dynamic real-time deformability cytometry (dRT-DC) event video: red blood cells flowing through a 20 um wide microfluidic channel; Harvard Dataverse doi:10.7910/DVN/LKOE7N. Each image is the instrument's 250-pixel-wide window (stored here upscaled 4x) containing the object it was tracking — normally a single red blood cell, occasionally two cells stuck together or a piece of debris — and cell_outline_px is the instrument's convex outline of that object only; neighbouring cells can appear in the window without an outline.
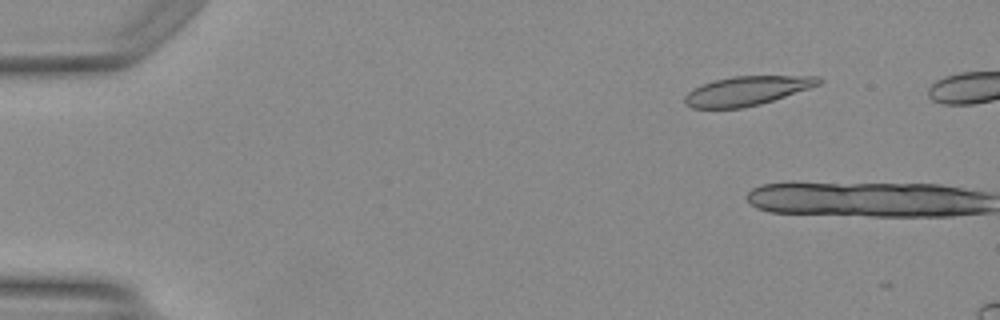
{"species": "Egyptian fruit bat (a non-hibernating species)", "species_latin": "Rousettus aegyptiacus", "temperature_condition": "warm", "stored_images_in_passage": 9, "camera_frame_rate_fps": 3000, "um_per_image_px": 0.085, "animal": {"sex": "female"}, "frame": {"image": 1, "passage_image": 7, "time_ms": 2.0, "image_size_px": [1000, 320], "cell_outline_px": [[824, 80], [820, 84], [760, 104], [740, 108], [692, 108], [684, 104], [684, 96], [692, 88], [700, 84], [732, 76], [820, 76]], "centroid_in_image_um": [63.44, 7.71], "position_along_channel_um": 21.6, "area_um2": 22.66}}